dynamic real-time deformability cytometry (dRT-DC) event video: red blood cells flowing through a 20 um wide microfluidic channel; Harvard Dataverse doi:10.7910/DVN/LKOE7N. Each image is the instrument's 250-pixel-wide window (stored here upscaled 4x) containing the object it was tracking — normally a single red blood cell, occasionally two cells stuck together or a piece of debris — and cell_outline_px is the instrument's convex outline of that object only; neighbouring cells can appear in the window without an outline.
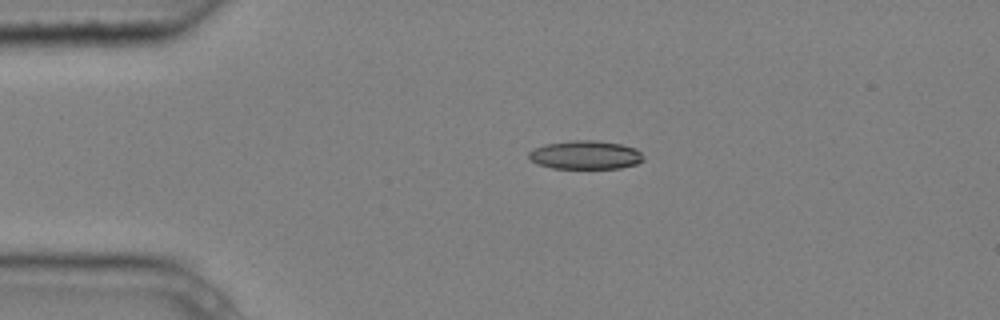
{"species": "common noctule bat (a hibernating species)", "species_latin": "Nyctalus noctula", "temperature_condition": "cold", "stored_images_in_passage": 2, "camera_frame_rate_fps": 3000, "um_per_image_px": 0.085, "animal": {"sex": "male", "body_mass_g": 20.4}, "frame": {"image": 1, "passage_image": 1, "time_ms": 0.0, "image_size_px": [1000, 320], "cell_outline_px": [[644, 160], [636, 164], [620, 168], [552, 168], [536, 164], [528, 156], [528, 152], [532, 148], [544, 144], [572, 140], [596, 140], [620, 144], [636, 148], [640, 152]], "centroid_in_image_um": [49.73, 13.16], "position_along_channel_um": 35.3, "area_um2": 19.19}}